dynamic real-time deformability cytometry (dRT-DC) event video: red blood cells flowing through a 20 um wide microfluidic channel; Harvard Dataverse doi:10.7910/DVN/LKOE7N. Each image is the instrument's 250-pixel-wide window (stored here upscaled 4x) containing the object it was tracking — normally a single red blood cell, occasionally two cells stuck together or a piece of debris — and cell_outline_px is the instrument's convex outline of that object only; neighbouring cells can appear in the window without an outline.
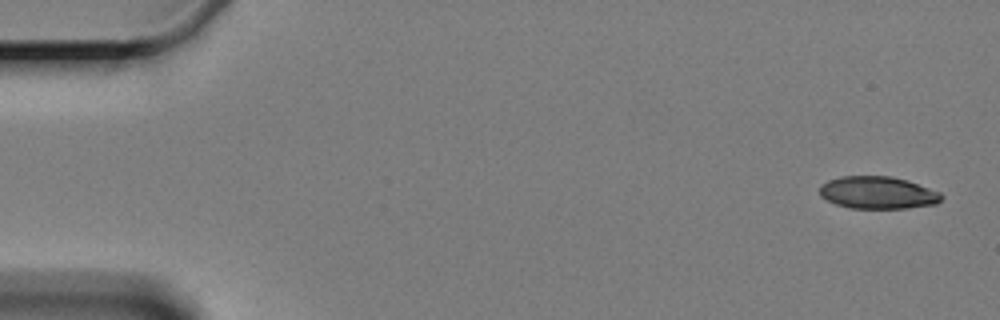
{"species": "Egyptian fruit bat (a non-hibernating species)", "species_latin": "Rousettus aegyptiacus", "temperature_condition": "cold", "stored_images_in_passage": 7, "camera_frame_rate_fps": 3000, "um_per_image_px": 0.085, "animal": {"sex": "female"}, "frame": {"image": 1, "passage_image": 1, "time_ms": 0.0, "image_size_px": [1000, 320], "cell_outline_px": [[944, 196], [936, 204], [908, 208], [848, 208], [836, 204], [820, 196], [820, 188], [828, 180], [840, 176], [892, 176], [908, 180], [940, 192]], "centroid_in_image_um": [74.63, 16.37], "position_along_channel_um": 10.4, "area_um2": 23.0}}
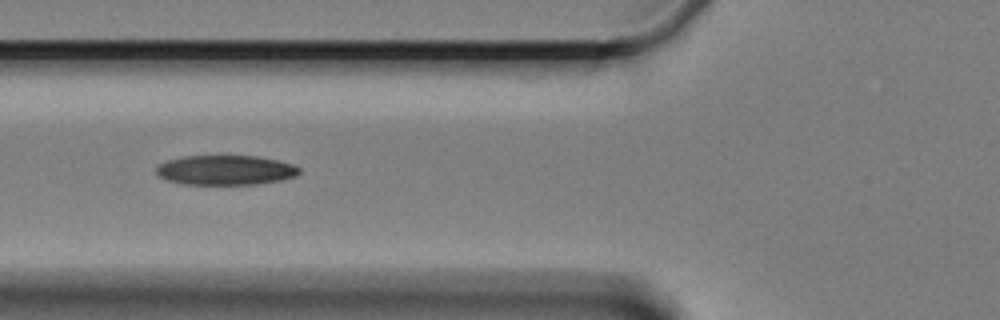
{"frame": {"image": 2, "passage_image": 6, "time_ms": 6.667, "image_size_px": [1000, 320], "cell_outline_px": [[300, 172], [296, 176], [280, 180], [256, 184], [184, 184], [164, 180], [156, 172], [156, 168], [160, 164], [168, 160], [184, 156], [256, 156], [276, 160], [292, 164], [300, 168]], "centroid_in_image_um": [19.16, 14.46], "position_along_channel_um": 106.6, "area_um2": 24.62}}
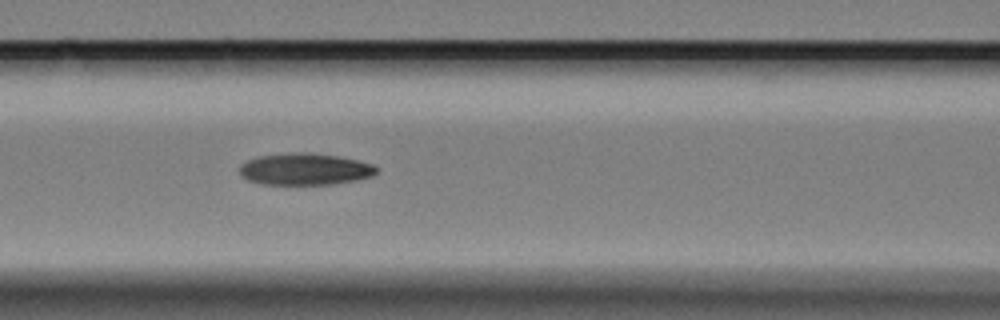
{"frame": {"image": 3, "passage_image": 7, "time_ms": 7.667, "image_size_px": [1000, 320], "cell_outline_px": [[380, 168], [372, 176], [356, 180], [332, 184], [264, 184], [248, 180], [240, 176], [240, 164], [256, 156], [292, 152], [308, 152], [336, 156], [356, 160], [372, 164]], "centroid_in_image_um": [25.89, 14.37], "position_along_channel_um": 140.7, "area_um2": 25.37}}